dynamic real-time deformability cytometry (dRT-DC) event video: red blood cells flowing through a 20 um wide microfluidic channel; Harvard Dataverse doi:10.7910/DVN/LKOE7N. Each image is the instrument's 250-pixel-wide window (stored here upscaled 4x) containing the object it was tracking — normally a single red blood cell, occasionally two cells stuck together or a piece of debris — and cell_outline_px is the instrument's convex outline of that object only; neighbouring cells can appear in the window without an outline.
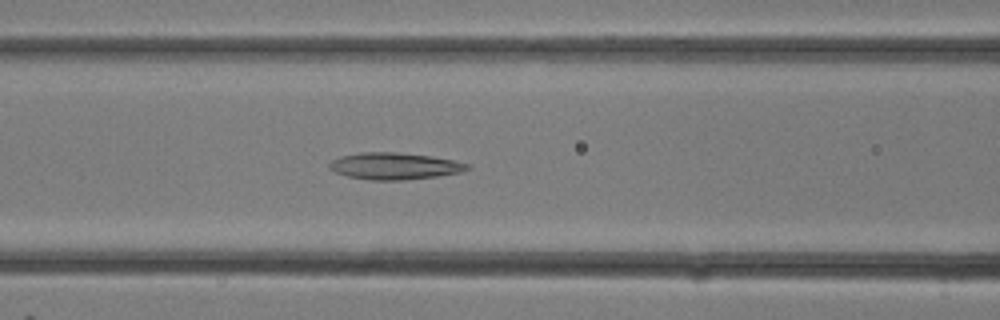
{"species": "common noctule bat (a hibernating species)", "species_latin": "Nyctalus noctula", "temperature_condition": "room temperature", "stored_images_in_passage": 14, "camera_frame_rate_fps": 3000, "um_per_image_px": 0.085, "animal": {"sex": "female"}, "frame": {"image": 1, "passage_image": 12, "time_ms": 3.667, "image_size_px": [1000, 320], "cell_outline_px": [[472, 168], [460, 172], [436, 176], [404, 180], [368, 180], [348, 176], [336, 172], [328, 168], [328, 164], [332, 160], [340, 156], [360, 152], [396, 152], [432, 156], [472, 164]], "centroid_in_image_um": [33.54, 14.11], "position_along_channel_um": 133.1, "area_um2": 21.62}}
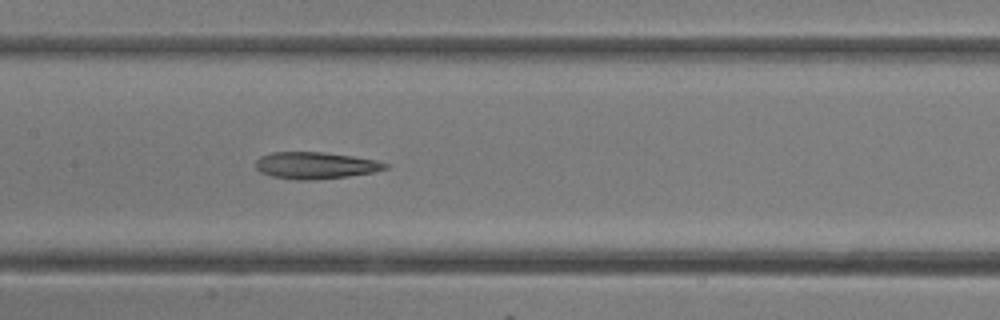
{"frame": {"image": 2, "passage_image": 14, "time_ms": 4.333, "image_size_px": [1000, 320], "cell_outline_px": [[388, 168], [372, 172], [348, 176], [316, 180], [296, 180], [272, 176], [260, 172], [256, 168], [256, 160], [260, 156], [272, 152], [324, 152], [352, 156], [376, 160], [388, 164]], "centroid_in_image_um": [26.79, 14.06], "position_along_channel_um": 180.6, "area_um2": 20.23}}